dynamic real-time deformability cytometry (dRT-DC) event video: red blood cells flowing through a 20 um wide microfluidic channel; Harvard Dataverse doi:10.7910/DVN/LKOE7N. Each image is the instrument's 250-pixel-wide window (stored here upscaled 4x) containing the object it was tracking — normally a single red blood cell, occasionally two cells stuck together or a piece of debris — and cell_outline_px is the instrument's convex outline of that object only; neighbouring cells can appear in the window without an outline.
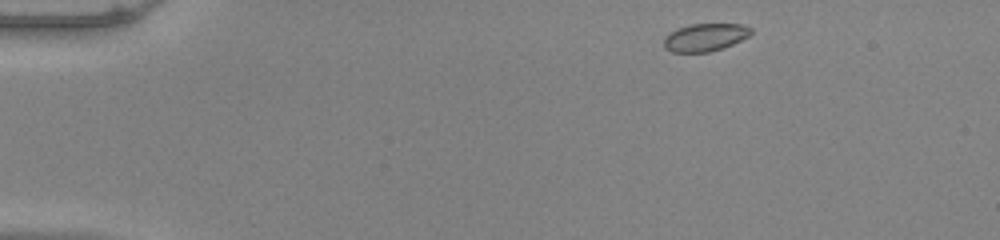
{"species": "common noctule bat (a hibernating species)", "species_latin": "Nyctalus noctula", "temperature_condition": "warm", "stored_images_in_passage": 46, "camera_frame_rate_fps": 3000, "um_per_image_px": 0.085, "animal": {"sex": "male", "body_mass_g": 20.0, "forearm_length_mm": 53.3}, "frame": {"image": 1, "passage_image": 1, "time_ms": 0.0, "image_size_px": [1000, 240], "cell_outline_px": [[752, 32], [748, 36], [732, 44], [708, 52], [672, 52], [664, 48], [664, 36], [668, 32], [692, 24], [740, 24], [752, 28]], "centroid_in_image_um": [59.9, 3.17], "position_along_channel_um": 25.1, "area_um2": 13.93}}
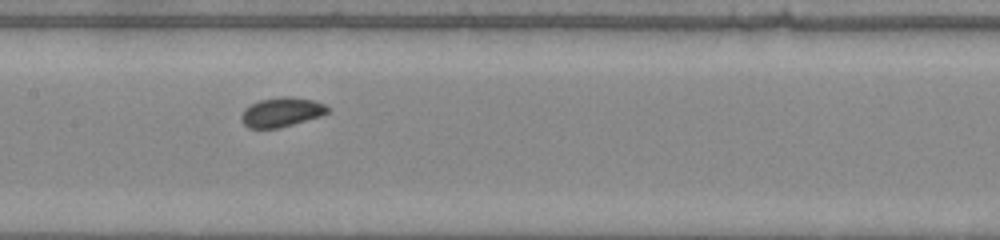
{"frame": {"image": 2, "passage_image": 20, "time_ms": 6.333, "image_size_px": [1000, 240], "cell_outline_px": [[328, 112], [320, 116], [280, 128], [248, 128], [244, 124], [240, 116], [244, 108], [260, 100], [280, 96], [292, 96], [312, 100], [324, 104], [328, 108]], "centroid_in_image_um": [23.9, 9.53], "position_along_channel_um": 183.5, "area_um2": 14.74}}
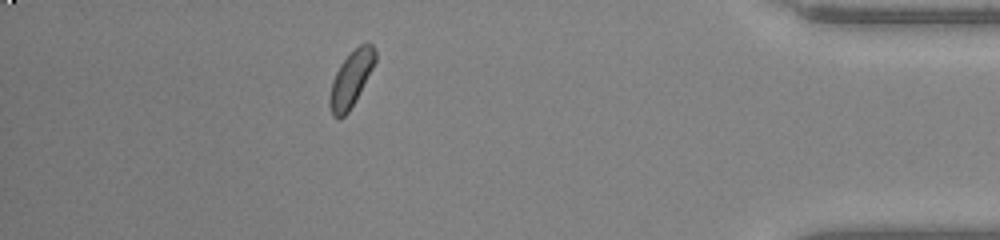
{"frame": {"image": 3, "passage_image": 40, "time_ms": 13.0, "image_size_px": [1000, 240], "cell_outline_px": [[376, 60], [356, 100], [348, 112], [340, 120], [336, 120], [332, 116], [328, 104], [328, 100], [332, 80], [340, 64], [360, 44], [368, 40], [372, 44], [376, 52]], "centroid_in_image_um": [29.82, 6.75], "position_along_channel_um": 405.4, "area_um2": 14.85}, "authors_computed_cell_mechanics": {"area_um2": 14.45, "velocity_mm_per_s": 3.9337, "shape_relaxation_time_tau1_ms": null, "shape_relaxation_time_tau2_ms": 1.1989, "deformation_change_tau1": null, "deformation_change_tau2": 0.049}}